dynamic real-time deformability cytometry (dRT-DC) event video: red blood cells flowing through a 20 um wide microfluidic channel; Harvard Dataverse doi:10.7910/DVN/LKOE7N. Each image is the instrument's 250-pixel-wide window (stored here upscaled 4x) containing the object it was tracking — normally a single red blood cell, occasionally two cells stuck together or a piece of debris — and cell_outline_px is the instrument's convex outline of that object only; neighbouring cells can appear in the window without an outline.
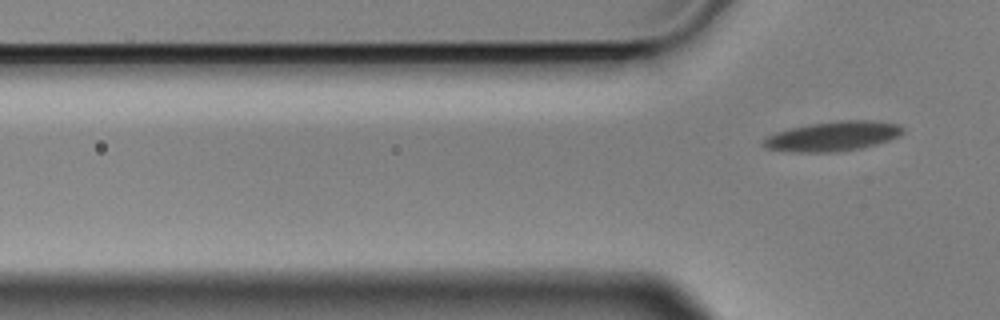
{"species": "Egyptian fruit bat (a non-hibernating species)", "species_latin": "Rousettus aegyptiacus", "temperature_condition": "cold", "stored_images_in_passage": 8, "segment_of_instrument_passage": [2, 2], "camera_frame_rate_fps": 3000, "um_per_image_px": 0.085, "animal": {"sex": "male"}, "frame": {"image": 1, "passage_image": 8, "time_ms": 2.333, "image_size_px": [1000, 320], "cell_outline_px": [[904, 132], [900, 136], [876, 144], [860, 148], [840, 152], [788, 152], [764, 148], [760, 144], [768, 136], [776, 132], [788, 128], [812, 124], [840, 120], [872, 120], [900, 124], [904, 128]], "centroid_in_image_um": [70.79, 11.58], "position_along_channel_um": 55.0, "area_um2": 24.33}}